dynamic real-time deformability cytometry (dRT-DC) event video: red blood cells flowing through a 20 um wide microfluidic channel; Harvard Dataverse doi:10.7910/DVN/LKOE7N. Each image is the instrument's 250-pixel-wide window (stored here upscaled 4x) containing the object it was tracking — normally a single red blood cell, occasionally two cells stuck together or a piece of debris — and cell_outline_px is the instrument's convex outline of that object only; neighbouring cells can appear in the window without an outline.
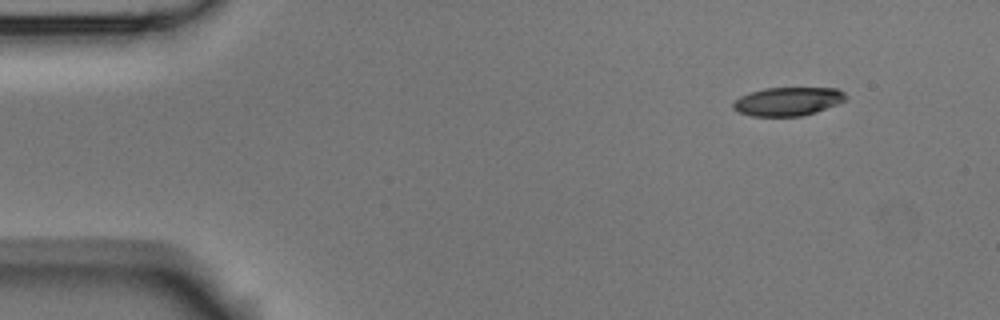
{"species": "Egyptian fruit bat (a non-hibernating species)", "species_latin": "Rousettus aegyptiacus", "temperature_condition": "room temperature", "stored_images_in_passage": 4, "camera_frame_rate_fps": 3000, "um_per_image_px": 0.085, "animal": {"sex": "male"}, "frame": {"image": 1, "passage_image": 1, "time_ms": 0.0, "image_size_px": [1000, 320], "cell_outline_px": [[848, 96], [844, 100], [836, 104], [816, 112], [800, 116], [752, 116], [740, 112], [732, 108], [732, 104], [740, 96], [764, 88], [836, 88], [844, 92]], "centroid_in_image_um": [66.97, 8.62], "position_along_channel_um": 18.0, "area_um2": 18.55}}
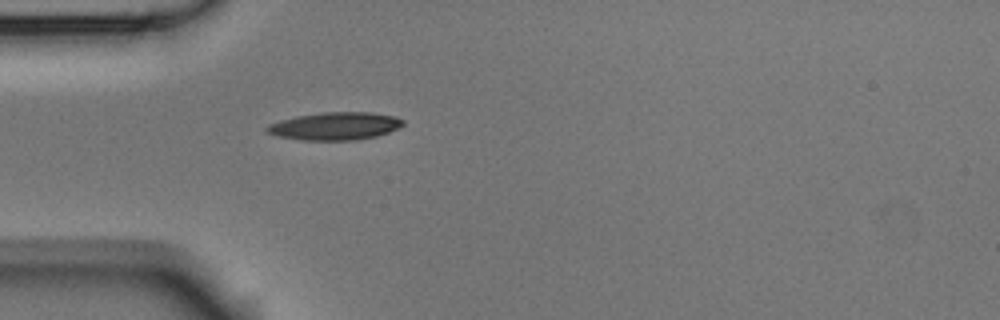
{"frame": {"image": 2, "passage_image": 4, "time_ms": 1.0, "image_size_px": [1000, 320], "cell_outline_px": [[404, 124], [388, 132], [376, 136], [356, 140], [300, 140], [280, 136], [268, 132], [264, 128], [268, 124], [280, 120], [296, 116], [324, 112], [372, 112], [392, 116], [404, 120]], "centroid_in_image_um": [28.46, 10.71], "position_along_channel_um": 56.5, "area_um2": 21.85}}